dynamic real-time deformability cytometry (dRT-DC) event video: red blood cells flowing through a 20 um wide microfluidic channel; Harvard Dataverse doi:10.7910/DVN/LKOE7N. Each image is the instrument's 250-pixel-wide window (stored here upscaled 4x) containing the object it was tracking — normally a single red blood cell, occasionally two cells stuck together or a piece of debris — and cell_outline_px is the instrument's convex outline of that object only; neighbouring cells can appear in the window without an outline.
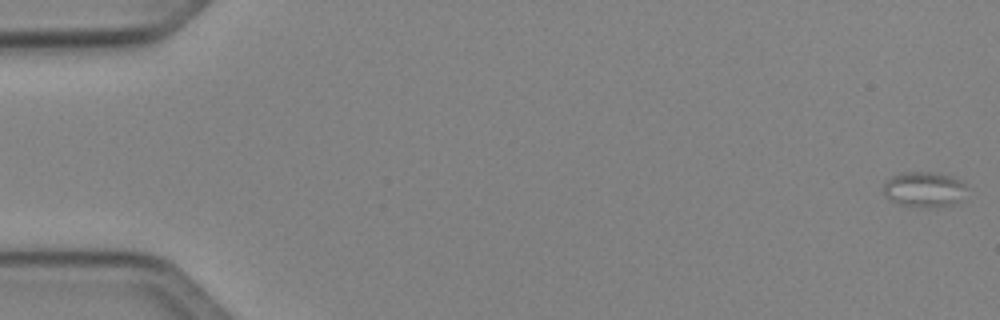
{"species": "Egyptian fruit bat (a non-hibernating species)", "species_latin": "Rousettus aegyptiacus", "temperature_condition": "cold", "stored_images_in_passage": 8, "camera_frame_rate_fps": 3000, "um_per_image_px": 0.085, "animal": {"sex": "female"}, "frame": {"image": 1, "passage_image": 1, "time_ms": 0.0, "image_size_px": [1000, 320], "cell_outline_px": [[968, 188], [952, 204], [936, 208], [912, 208], [900, 204], [884, 196], [884, 180], [892, 176], [904, 172], [940, 172], [952, 176], [960, 180]], "centroid_in_image_um": [78.51, 16.1], "position_along_channel_um": 6.5, "area_um2": 17.4}}